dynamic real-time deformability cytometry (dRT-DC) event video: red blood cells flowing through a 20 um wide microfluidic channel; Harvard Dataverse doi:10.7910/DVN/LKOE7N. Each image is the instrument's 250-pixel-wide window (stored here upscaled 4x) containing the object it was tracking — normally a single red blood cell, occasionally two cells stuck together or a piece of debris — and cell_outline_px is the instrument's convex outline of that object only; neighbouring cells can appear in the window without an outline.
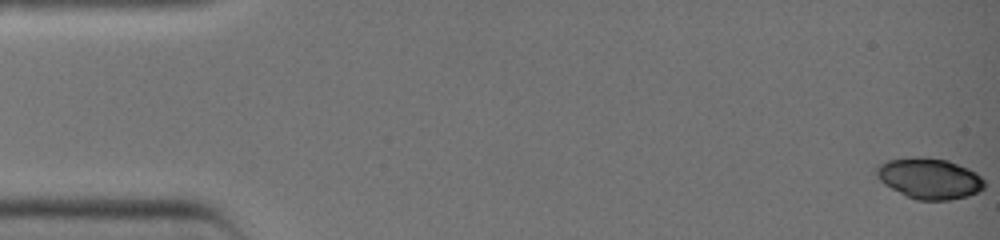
{"species": "common noctule bat (a hibernating species)", "species_latin": "Nyctalus noctula", "temperature_condition": "warm", "stored_images_in_passage": 40, "camera_frame_rate_fps": 3000, "um_per_image_px": 0.085, "animal": {"sex": "female", "body_mass_g": 19.0, "forearm_length_mm": 51.5}, "frame": {"image": 1, "passage_image": 1, "time_ms": 0.0, "image_size_px": [1000, 240], "cell_outline_px": [[984, 188], [980, 192], [968, 196], [948, 200], [916, 200], [884, 184], [876, 176], [876, 168], [880, 164], [888, 160], [916, 156], [924, 156], [948, 160], [968, 168], [976, 172], [984, 180]], "centroid_in_image_um": [79.02, 15.16], "position_along_channel_um": 6.0, "area_um2": 25.72}}
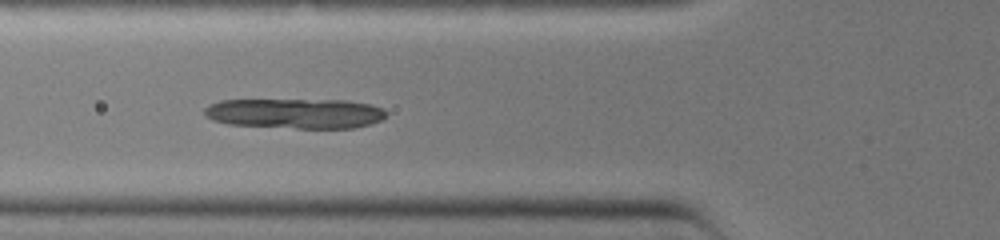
{"frame": {"image": 2, "passage_image": 16, "time_ms": 5.0, "image_size_px": [1000, 240], "cell_outline_px": [[388, 116], [380, 120], [368, 124], [352, 128], [296, 128], [228, 124], [212, 120], [204, 116], [204, 108], [208, 104], [220, 100], [348, 100], [372, 104], [384, 108], [388, 112]], "centroid_in_image_um": [25.1, 9.63], "position_along_channel_um": 100.7, "area_um2": 32.14}}
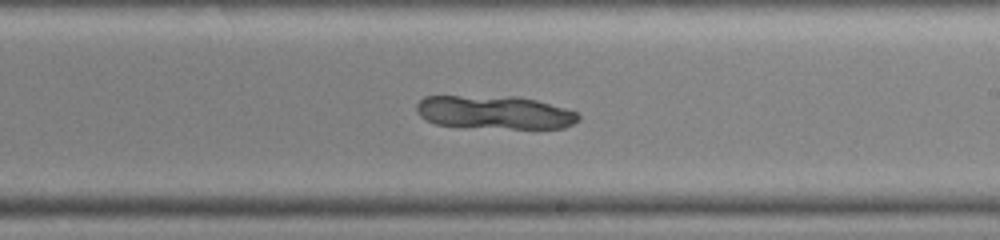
{"frame": {"image": 3, "passage_image": 25, "time_ms": 8.0, "image_size_px": [1000, 240], "cell_outline_px": [[580, 120], [564, 128], [512, 128], [436, 124], [420, 116], [416, 112], [416, 104], [424, 96], [516, 96], [536, 100], [564, 108], [576, 112], [580, 116]], "centroid_in_image_um": [42.04, 9.53], "position_along_channel_um": 247.0, "area_um2": 31.15}}